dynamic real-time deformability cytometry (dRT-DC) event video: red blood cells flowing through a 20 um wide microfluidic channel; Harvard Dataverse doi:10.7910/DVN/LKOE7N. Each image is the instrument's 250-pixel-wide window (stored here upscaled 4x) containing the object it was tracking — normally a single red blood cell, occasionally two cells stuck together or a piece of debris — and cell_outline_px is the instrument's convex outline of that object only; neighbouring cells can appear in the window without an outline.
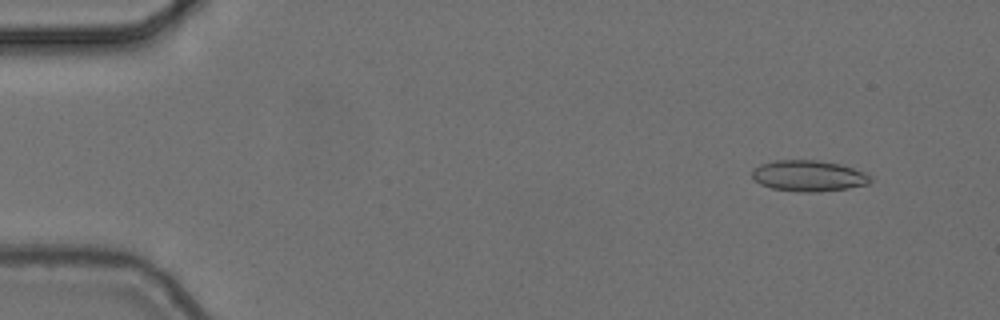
{"species": "common noctule bat (a hibernating species)", "species_latin": "Nyctalus noctula", "temperature_condition": "cold", "stored_images_in_passage": 5, "camera_frame_rate_fps": 3000, "um_per_image_px": 0.085, "animal": {"sex": "female", "body_mass_g": 24.6, "forearm_length_mm": 56.2}, "frame": {"image": 1, "passage_image": 2, "time_ms": 0.333, "image_size_px": [1000, 320], "cell_outline_px": [[872, 180], [868, 184], [848, 188], [820, 192], [796, 192], [772, 188], [760, 184], [752, 176], [752, 172], [760, 164], [776, 160], [816, 160], [840, 164], [864, 172], [872, 176]], "centroid_in_image_um": [68.75, 14.95], "position_along_channel_um": 16.2, "area_um2": 21.39}}